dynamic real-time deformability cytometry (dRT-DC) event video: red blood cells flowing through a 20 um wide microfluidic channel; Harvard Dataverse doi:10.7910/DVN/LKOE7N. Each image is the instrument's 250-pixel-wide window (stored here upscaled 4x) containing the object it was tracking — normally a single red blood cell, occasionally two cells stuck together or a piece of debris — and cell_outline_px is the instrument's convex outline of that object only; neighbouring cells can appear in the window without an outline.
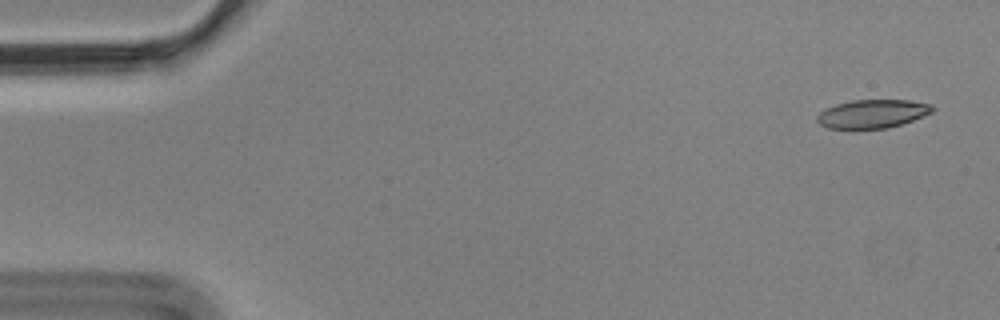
{"species": "Egyptian fruit bat (a non-hibernating species)", "species_latin": "Rousettus aegyptiacus", "temperature_condition": "cold", "stored_images_in_passage": 5, "camera_frame_rate_fps": 3000, "um_per_image_px": 0.085, "animal": {"sex": "male"}, "frame": {"image": 1, "passage_image": 1, "time_ms": 0.0, "image_size_px": [1000, 320], "cell_outline_px": [[936, 108], [932, 112], [924, 116], [888, 128], [828, 128], [820, 124], [816, 120], [816, 116], [820, 112], [836, 104], [852, 100], [912, 100], [932, 104]], "centroid_in_image_um": [74.19, 9.66], "position_along_channel_um": 10.8, "area_um2": 19.07}}
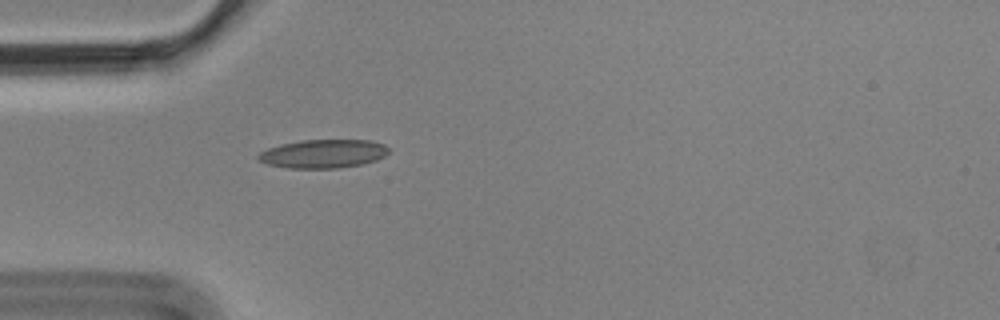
{"frame": {"image": 2, "passage_image": 5, "time_ms": 1.333, "image_size_px": [1000, 320], "cell_outline_px": [[388, 152], [384, 156], [376, 160], [360, 164], [340, 168], [288, 168], [268, 164], [256, 160], [256, 156], [260, 152], [268, 148], [280, 144], [300, 140], [368, 140], [384, 144], [388, 148]], "centroid_in_image_um": [27.43, 13.06], "position_along_channel_um": 57.6, "area_um2": 21.73}}